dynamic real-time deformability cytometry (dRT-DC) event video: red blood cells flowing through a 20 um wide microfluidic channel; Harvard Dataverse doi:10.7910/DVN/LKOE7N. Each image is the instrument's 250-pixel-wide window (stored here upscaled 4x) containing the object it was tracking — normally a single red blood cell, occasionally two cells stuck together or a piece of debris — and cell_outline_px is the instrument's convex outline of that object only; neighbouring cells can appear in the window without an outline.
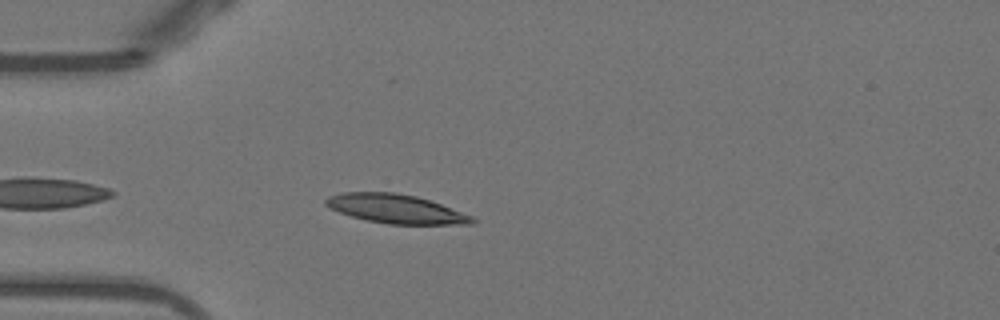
{"species": "Egyptian fruit bat (a non-hibernating species)", "species_latin": "Rousettus aegyptiacus", "temperature_condition": "warm", "stored_images_in_passage": 41, "camera_frame_rate_fps": 3000, "um_per_image_px": 0.085, "animal": {"sex": "female"}, "frame": {"image": 1, "passage_image": 4, "time_ms": 1.0, "image_size_px": [1000, 320], "cell_outline_px": [[476, 224], [388, 224], [364, 220], [328, 208], [324, 204], [324, 200], [328, 196], [340, 192], [396, 192], [416, 196], [440, 204], [472, 216], [476, 220]], "centroid_in_image_um": [33.6, 17.75], "position_along_channel_um": 51.4, "area_um2": 24.74}}
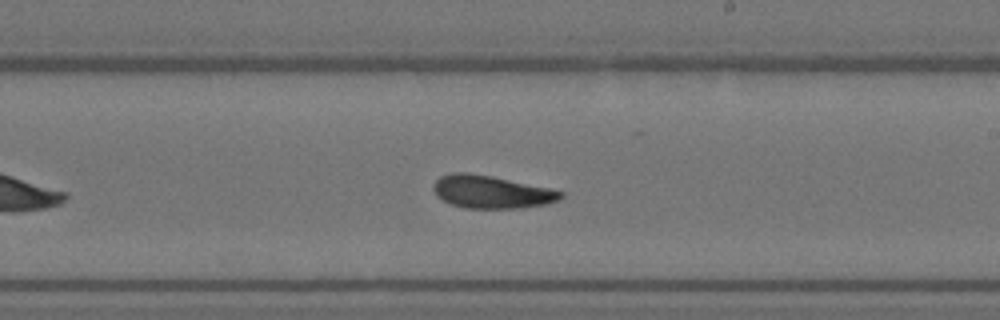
{"frame": {"image": 2, "passage_image": 20, "time_ms": 6.333, "image_size_px": [1000, 320], "cell_outline_px": [[564, 196], [560, 200], [548, 204], [520, 208], [464, 208], [452, 204], [436, 196], [432, 188], [432, 184], [440, 176], [452, 172], [468, 172], [492, 176], [552, 188], [564, 192]], "centroid_in_image_um": [41.79, 16.3], "position_along_channel_um": 247.2, "area_um2": 24.68}}
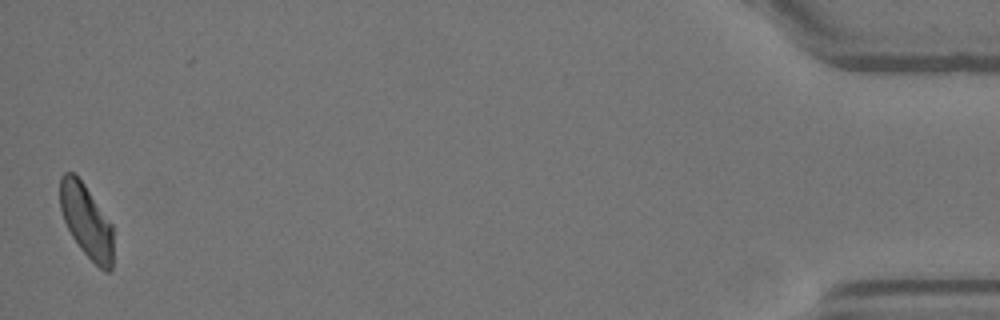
{"frame": {"image": 3, "passage_image": 41, "time_ms": 13.333, "image_size_px": [1000, 320], "cell_outline_px": [[112, 268], [108, 272], [104, 272], [80, 248], [72, 236], [64, 220], [60, 208], [60, 176], [64, 172], [72, 172], [84, 184], [112, 224]], "centroid_in_image_um": [7.34, 18.78], "position_along_channel_um": 427.9, "area_um2": 22.43}, "authors_computed_cell_mechanics": {"area_um2": 23.987, "velocity_mm_per_s": 3.8717, "shape_relaxation_time_tau1_ms": 3.5303, "shape_relaxation_time_tau2_ms": 3.819, "deformation_change_tau1": 0.1319, "deformation_change_tau2": 0.098}}